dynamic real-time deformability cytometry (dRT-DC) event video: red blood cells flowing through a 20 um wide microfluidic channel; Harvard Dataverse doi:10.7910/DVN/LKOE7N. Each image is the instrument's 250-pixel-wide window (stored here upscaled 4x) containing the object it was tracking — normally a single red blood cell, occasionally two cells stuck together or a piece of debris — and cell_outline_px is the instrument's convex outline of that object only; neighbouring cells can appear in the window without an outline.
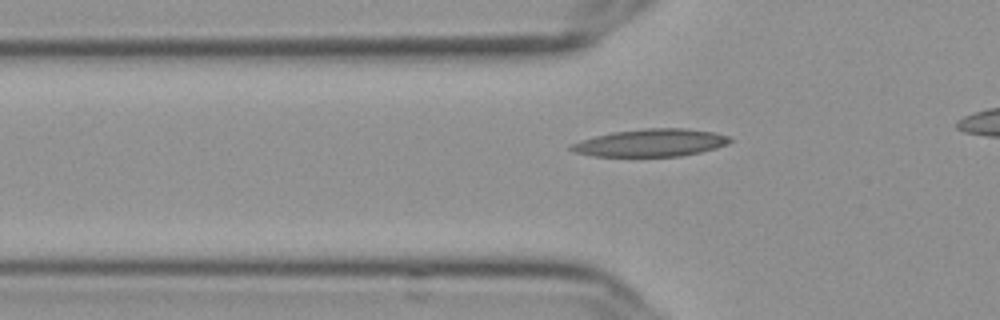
{"species": "Egyptian fruit bat (a non-hibernating species)", "species_latin": "Rousettus aegyptiacus", "temperature_condition": "cold", "stored_images_in_passage": 43, "camera_frame_rate_fps": 3000, "um_per_image_px": 0.085, "frame": {"image": 1, "passage_image": 13, "time_ms": 4.0, "image_size_px": [1000, 320], "cell_outline_px": [[732, 140], [728, 144], [716, 148], [700, 152], [680, 156], [592, 156], [572, 152], [568, 148], [568, 144], [580, 140], [612, 132], [644, 128], [684, 128], [712, 132], [728, 136]], "centroid_in_image_um": [55.26, 12.14], "position_along_channel_um": 70.5, "area_um2": 25.55}}
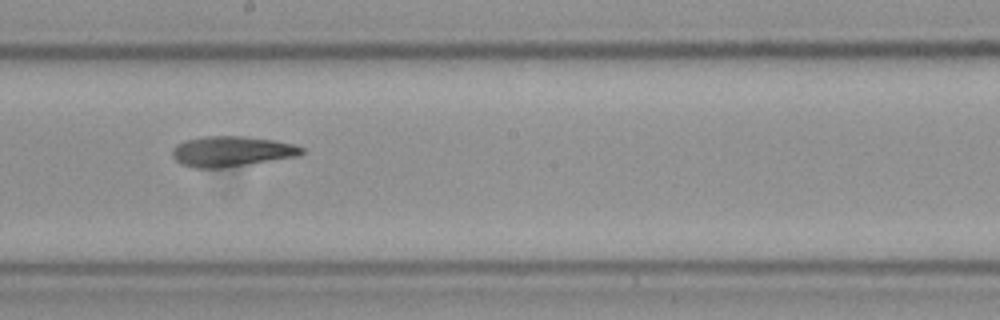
{"frame": {"image": 2, "passage_image": 26, "time_ms": 8.333, "image_size_px": [1000, 320], "cell_outline_px": [[304, 152], [300, 156], [248, 164], [220, 168], [196, 168], [180, 164], [172, 156], [172, 148], [176, 144], [184, 140], [200, 136], [244, 136], [276, 140], [296, 144], [304, 148]], "centroid_in_image_um": [19.69, 12.85], "position_along_channel_um": 228.5, "area_um2": 23.24}}
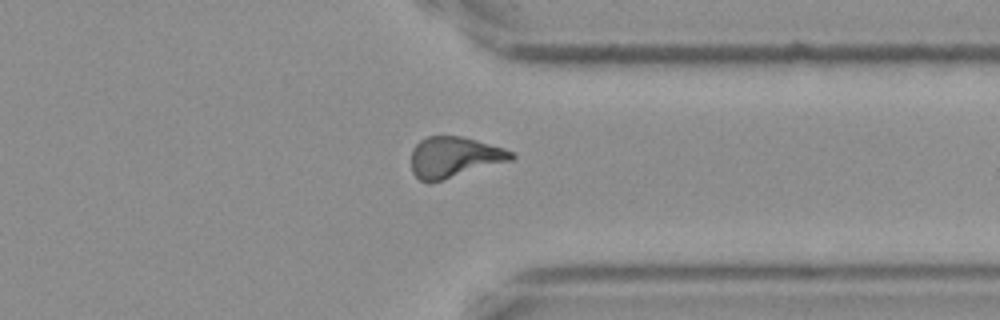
{"frame": {"image": 3, "passage_image": 38, "time_ms": 12.333, "image_size_px": [1000, 320], "cell_outline_px": [[516, 156], [512, 160], [440, 180], [420, 180], [412, 172], [412, 148], [420, 140], [428, 136], [464, 136], [504, 148], [516, 152]], "centroid_in_image_um": [38.64, 13.32], "position_along_channel_um": 372.8, "area_um2": 23.47}}